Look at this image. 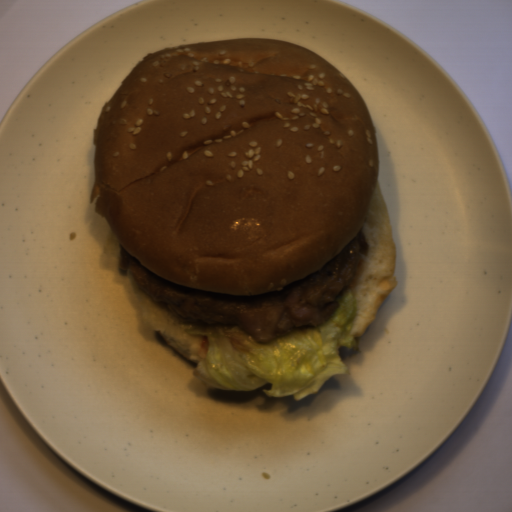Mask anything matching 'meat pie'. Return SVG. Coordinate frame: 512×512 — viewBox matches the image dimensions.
I'll use <instances>...</instances> for the list:
<instances>
[{
    "label": "meat pie",
    "mask_w": 512,
    "mask_h": 512,
    "mask_svg": "<svg viewBox=\"0 0 512 512\" xmlns=\"http://www.w3.org/2000/svg\"><path fill=\"white\" fill-rule=\"evenodd\" d=\"M369 250L363 224L320 269L278 291L258 296L190 289L146 269L120 243L118 266L122 275L132 273L137 289L165 303L175 319L191 326L193 323L233 324L263 343L329 319L339 304L337 297L349 288L353 292L364 265L362 254L369 256Z\"/></svg>",
    "instance_id": "b5893723"
}]
</instances>
